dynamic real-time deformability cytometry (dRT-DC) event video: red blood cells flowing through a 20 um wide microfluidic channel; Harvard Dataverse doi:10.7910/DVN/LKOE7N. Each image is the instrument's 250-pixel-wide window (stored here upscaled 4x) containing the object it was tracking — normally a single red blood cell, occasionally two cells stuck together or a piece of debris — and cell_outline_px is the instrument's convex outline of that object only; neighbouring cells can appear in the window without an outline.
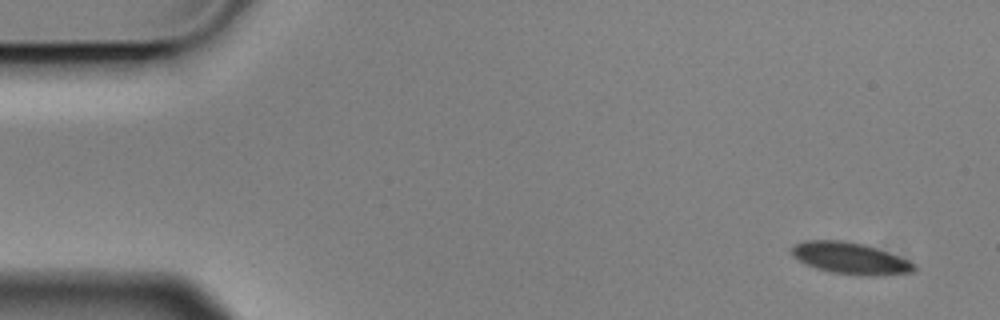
{"species": "Egyptian fruit bat (a non-hibernating species)", "species_latin": "Rousettus aegyptiacus", "temperature_condition": "cold", "stored_images_in_passage": 5, "camera_frame_rate_fps": 3000, "um_per_image_px": 0.085, "animal": {"sex": "male"}, "frame": {"image": 1, "passage_image": 1, "time_ms": 0.0, "image_size_px": [1000, 320], "cell_outline_px": [[916, 268], [912, 272], [872, 276], [868, 276], [832, 272], [816, 268], [792, 256], [792, 244], [804, 240], [844, 240], [864, 244], [888, 252], [908, 260], [916, 264]], "centroid_in_image_um": [72.26, 21.94], "position_along_channel_um": 12.7, "area_um2": 22.43}}